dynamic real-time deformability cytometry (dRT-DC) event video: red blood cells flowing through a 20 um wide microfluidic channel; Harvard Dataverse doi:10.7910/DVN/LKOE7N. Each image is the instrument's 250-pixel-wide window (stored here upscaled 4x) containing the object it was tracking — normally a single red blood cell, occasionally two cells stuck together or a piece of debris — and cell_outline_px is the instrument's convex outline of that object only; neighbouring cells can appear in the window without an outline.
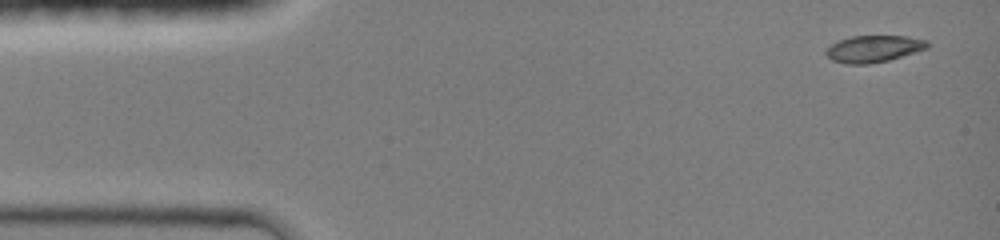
{"species": "common noctule bat (a hibernating species)", "species_latin": "Nyctalus noctula", "temperature_condition": "room temperature", "stored_images_in_passage": 5, "camera_frame_rate_fps": 3000, "um_per_image_px": 0.085, "animal": {"sex": "female", "body_mass_g": 19.0, "forearm_length_mm": 51.5}, "frame": {"image": 1, "passage_image": 1, "time_ms": 0.0, "image_size_px": [1000, 240], "cell_outline_px": [[932, 44], [928, 48], [888, 60], [868, 64], [848, 64], [832, 60], [824, 52], [832, 44], [840, 40], [852, 36], [908, 36], [928, 40]], "centroid_in_image_um": [74.31, 4.14], "position_along_channel_um": 10.7, "area_um2": 15.78}}
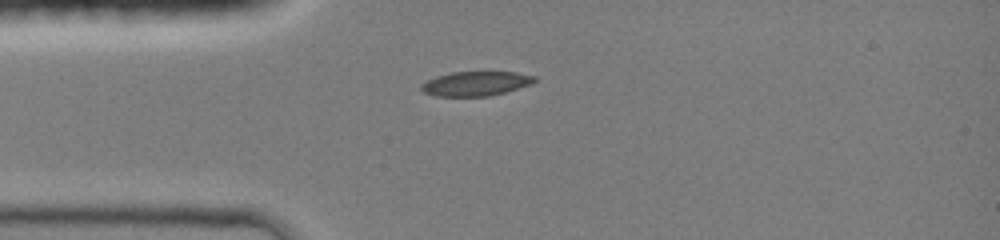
{"frame": {"image": 2, "passage_image": 4, "time_ms": 3.0, "image_size_px": [1000, 240], "cell_outline_px": [[536, 80], [532, 84], [504, 92], [488, 96], [436, 96], [424, 92], [420, 88], [420, 84], [436, 76], [452, 72], [516, 72], [536, 76]], "centroid_in_image_um": [40.44, 7.1], "position_along_channel_um": 44.6, "area_um2": 16.07}}
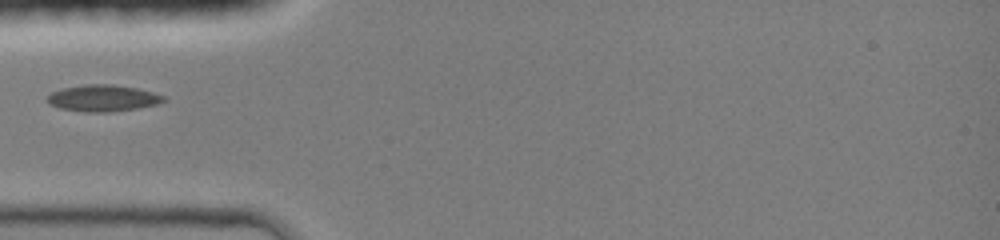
{"frame": {"image": 3, "passage_image": 5, "time_ms": 4.0, "image_size_px": [1000, 240], "cell_outline_px": [[168, 100], [156, 104], [136, 108], [108, 112], [84, 112], [60, 108], [48, 104], [44, 100], [52, 92], [64, 88], [84, 84], [112, 84], [136, 88], [152, 92], [164, 96]], "centroid_in_image_um": [8.71, 8.34], "position_along_channel_um": 76.3, "area_um2": 17.98}}